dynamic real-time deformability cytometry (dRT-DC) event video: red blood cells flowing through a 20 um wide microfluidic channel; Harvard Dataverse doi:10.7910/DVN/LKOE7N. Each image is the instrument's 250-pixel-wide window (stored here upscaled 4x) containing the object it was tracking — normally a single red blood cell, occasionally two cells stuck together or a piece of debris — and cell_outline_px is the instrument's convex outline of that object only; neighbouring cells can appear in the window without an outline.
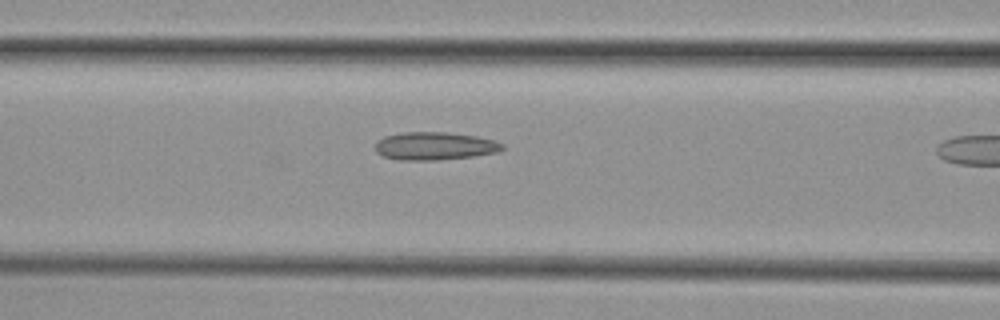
{"species": "common noctule bat (a hibernating species)", "species_latin": "Nyctalus noctula", "temperature_condition": "cold", "stored_images_in_passage": 11, "camera_frame_rate_fps": 3000, "um_per_image_px": 0.085, "animal": {"sex": "female", "body_mass_g": 29.2, "forearm_length_mm": 56.3}, "frame": {"image": 1, "passage_image": 10, "time_ms": 3.0, "image_size_px": [1000, 320], "cell_outline_px": [[504, 148], [496, 152], [472, 156], [436, 160], [400, 160], [384, 156], [376, 152], [376, 140], [384, 136], [404, 132], [448, 132], [476, 136], [496, 140], [504, 144]], "centroid_in_image_um": [36.94, 12.4], "position_along_channel_um": 129.7, "area_um2": 20.69}}